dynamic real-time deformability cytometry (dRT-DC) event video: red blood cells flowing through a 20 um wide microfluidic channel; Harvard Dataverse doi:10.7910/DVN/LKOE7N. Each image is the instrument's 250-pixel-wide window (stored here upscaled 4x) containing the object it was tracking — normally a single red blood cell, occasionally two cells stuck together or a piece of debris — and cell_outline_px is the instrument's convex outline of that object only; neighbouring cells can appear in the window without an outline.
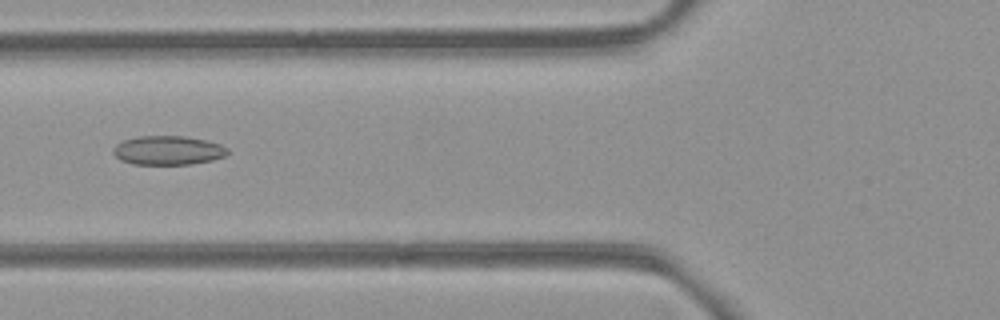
{"species": "common noctule bat (a hibernating species)", "species_latin": "Nyctalus noctula", "temperature_condition": "room temperature", "stored_images_in_passage": 47, "camera_frame_rate_fps": 3000, "um_per_image_px": 0.085, "animal": {"sex": "female", "body_mass_g": 21.9}, "frame": {"image": 1, "passage_image": 18, "time_ms": 5.667, "image_size_px": [1000, 320], "cell_outline_px": [[228, 152], [224, 156], [212, 160], [192, 164], [132, 164], [120, 160], [112, 152], [112, 148], [116, 144], [124, 140], [140, 136], [184, 136], [204, 140], [220, 144], [228, 148]], "centroid_in_image_um": [14.25, 12.78], "position_along_channel_um": 111.5, "area_um2": 19.31}}
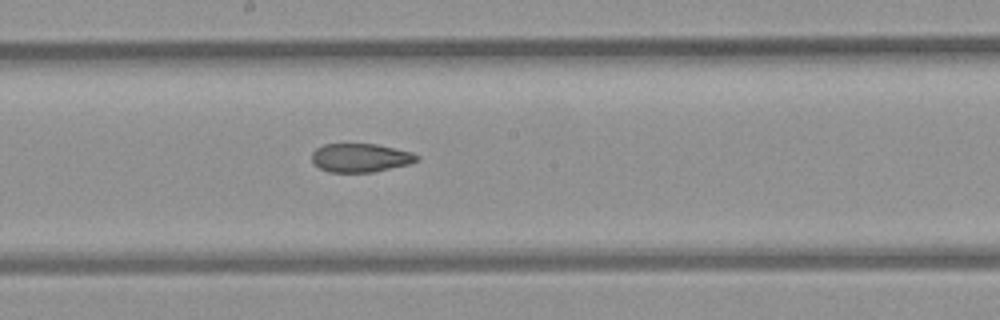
{"frame": {"image": 2, "passage_image": 26, "time_ms": 8.333, "image_size_px": [1000, 320], "cell_outline_px": [[420, 160], [408, 164], [372, 172], [328, 172], [320, 168], [312, 160], [312, 152], [316, 148], [324, 144], [376, 144], [412, 152], [420, 156]], "centroid_in_image_um": [30.65, 13.4], "position_along_channel_um": 217.6, "area_um2": 17.46}}
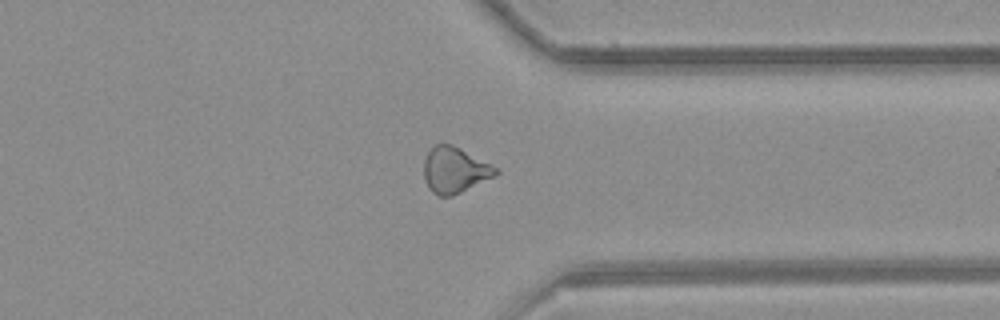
{"frame": {"image": 3, "passage_image": 38, "time_ms": 12.333, "image_size_px": [1000, 320], "cell_outline_px": [[500, 172], [496, 176], [452, 196], [436, 196], [428, 188], [424, 176], [424, 160], [428, 152], [436, 144], [452, 144], [500, 168]], "centroid_in_image_um": [38.68, 14.46], "position_along_channel_um": 372.7, "area_um2": 19.36}, "authors_computed_cell_mechanics": {"area_um2": 19.363, "velocity_mm_per_s": 3.9651, "shape_relaxation_time_tau1_ms": null, "shape_relaxation_time_tau2_ms": 4.0845, "deformation_change_tau1": null, "deformation_change_tau2": 0.1182}}